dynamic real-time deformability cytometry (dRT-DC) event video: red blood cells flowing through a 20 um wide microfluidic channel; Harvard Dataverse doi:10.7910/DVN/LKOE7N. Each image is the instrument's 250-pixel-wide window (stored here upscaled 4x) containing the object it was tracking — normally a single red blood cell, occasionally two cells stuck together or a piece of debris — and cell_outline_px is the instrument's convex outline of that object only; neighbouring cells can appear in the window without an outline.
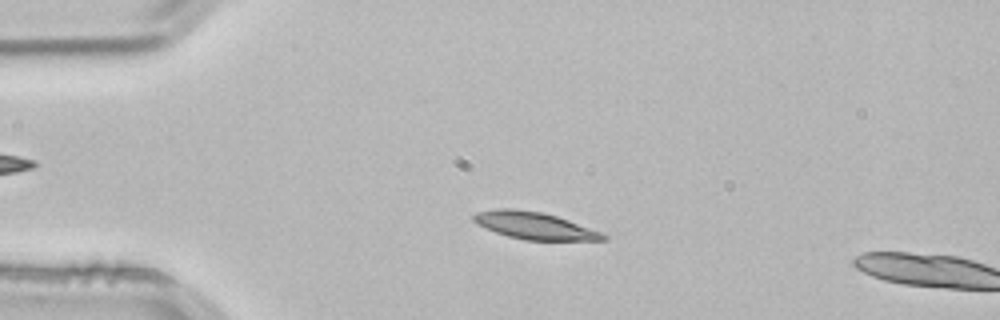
{"species": "common noctule bat (a hibernating species)", "species_latin": "Nyctalus noctula", "temperature_condition": "room temperature", "stored_images_in_passage": 13, "camera_frame_rate_fps": 3000, "um_per_image_px": 0.085, "animal": {"sex": "male", "body_mass_g": 21.5, "forearm_length_mm": 52.0}, "frame": {"image": 1, "passage_image": 11, "time_ms": 3.333, "image_size_px": [1000, 320], "cell_outline_px": [[608, 240], [524, 240], [508, 236], [484, 228], [476, 224], [472, 220], [472, 216], [476, 212], [496, 208], [516, 208], [544, 212], [568, 220], [600, 232], [608, 236]], "centroid_in_image_um": [45.37, 19.17], "position_along_channel_um": 39.6, "area_um2": 20.58}}